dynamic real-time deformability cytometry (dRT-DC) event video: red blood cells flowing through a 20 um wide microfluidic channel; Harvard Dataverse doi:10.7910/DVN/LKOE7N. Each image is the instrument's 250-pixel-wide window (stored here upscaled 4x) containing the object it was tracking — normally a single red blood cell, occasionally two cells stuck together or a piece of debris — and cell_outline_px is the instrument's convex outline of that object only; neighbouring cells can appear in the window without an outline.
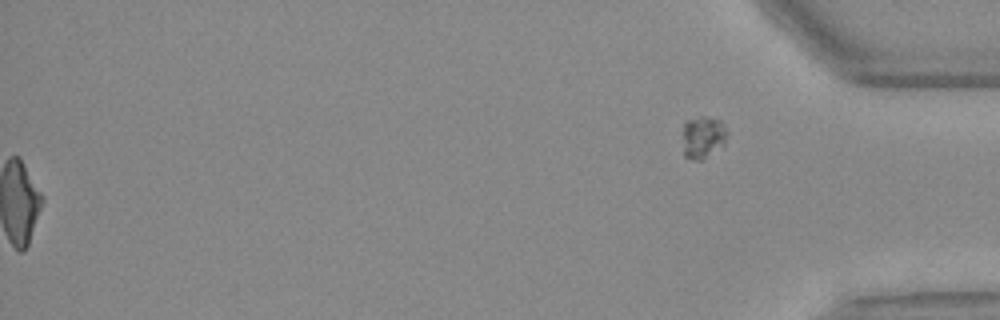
{"species": "Egyptian fruit bat (a non-hibernating species)", "species_latin": "Rousettus aegyptiacus", "temperature_condition": "warm", "stored_images_in_passage": 55, "segment_of_instrument_passage": [2, 2], "camera_frame_rate_fps": 3000, "um_per_image_px": 0.085, "animal": {"sex": "female"}, "frame": {"image": 1, "passage_image": 55, "time_ms": 18.0, "image_size_px": [1000, 320], "cell_outline_px": [[728, 132], [724, 144], [704, 160], [696, 160], [684, 156], [684, 120], [700, 116], [704, 116], [720, 120], [724, 124]], "centroid_in_image_um": [59.77, 11.64], "position_along_channel_um": 375.4, "area_um2": 11.04}}